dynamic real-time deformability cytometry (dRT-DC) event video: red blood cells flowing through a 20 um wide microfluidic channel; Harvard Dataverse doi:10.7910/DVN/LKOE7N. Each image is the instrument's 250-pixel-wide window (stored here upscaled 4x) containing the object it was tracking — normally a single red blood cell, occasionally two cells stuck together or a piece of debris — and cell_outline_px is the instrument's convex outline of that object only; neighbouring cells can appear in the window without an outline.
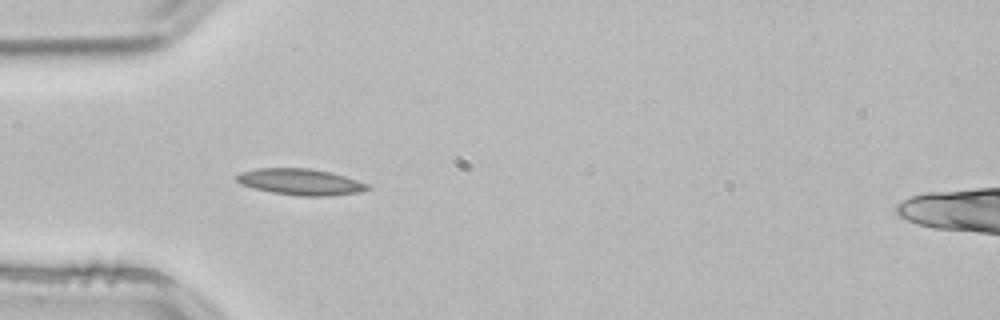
{"species": "common noctule bat (a hibernating species)", "species_latin": "Nyctalus noctula", "temperature_condition": "room temperature", "stored_images_in_passage": 5, "camera_frame_rate_fps": 3000, "um_per_image_px": 0.085, "animal": {"sex": "male", "body_mass_g": 21.5, "forearm_length_mm": 52.0}, "frame": {"image": 1, "passage_image": 4, "time_ms": 1.0, "image_size_px": [1000, 320], "cell_outline_px": [[372, 188], [360, 192], [328, 196], [300, 196], [272, 192], [240, 184], [236, 180], [236, 176], [240, 172], [256, 168], [308, 168], [328, 172], [344, 176], [368, 184]], "centroid_in_image_um": [25.53, 15.46], "position_along_channel_um": 59.5, "area_um2": 19.88}}